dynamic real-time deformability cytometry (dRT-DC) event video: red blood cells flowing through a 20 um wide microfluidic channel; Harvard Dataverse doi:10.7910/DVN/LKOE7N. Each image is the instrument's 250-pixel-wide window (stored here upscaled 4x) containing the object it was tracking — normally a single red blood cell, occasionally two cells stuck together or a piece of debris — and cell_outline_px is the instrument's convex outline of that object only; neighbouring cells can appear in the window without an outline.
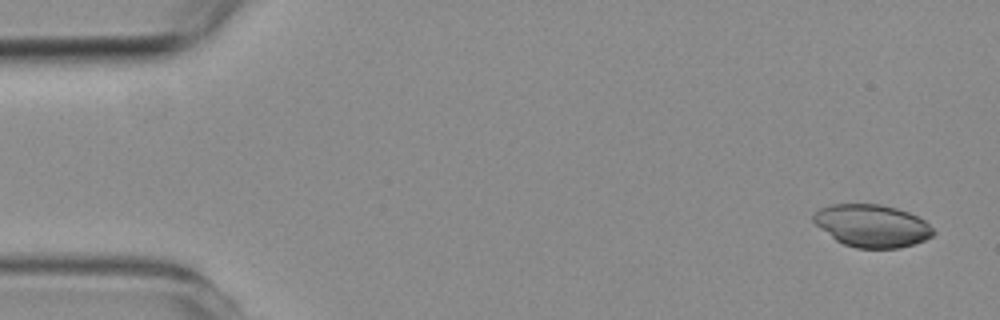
{"species": "common noctule bat (a hibernating species)", "species_latin": "Nyctalus noctula", "temperature_condition": "room temperature", "stored_images_in_passage": 3, "camera_frame_rate_fps": 3000, "um_per_image_px": 0.085, "animal": {"sex": "female", "body_mass_g": 19.3, "forearm_length_mm": 54.1}, "frame": {"image": 1, "passage_image": 3, "time_ms": 2.333, "image_size_px": [1000, 320], "cell_outline_px": [[936, 232], [932, 236], [924, 240], [900, 248], [856, 248], [844, 244], [836, 240], [820, 228], [812, 220], [812, 216], [820, 208], [832, 204], [880, 204], [896, 208], [908, 212], [924, 220]], "centroid_in_image_um": [74.11, 19.19], "position_along_channel_um": 10.9, "area_um2": 29.54}}